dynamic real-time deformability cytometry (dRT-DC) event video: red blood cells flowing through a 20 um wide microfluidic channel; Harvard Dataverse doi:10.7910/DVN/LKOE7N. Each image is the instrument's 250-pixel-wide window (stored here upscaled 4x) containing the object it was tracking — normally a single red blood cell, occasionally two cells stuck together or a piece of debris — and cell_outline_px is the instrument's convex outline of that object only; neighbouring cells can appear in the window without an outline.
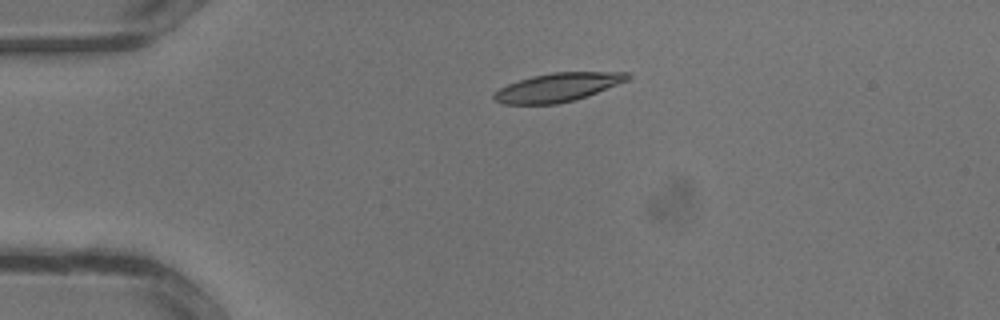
{"species": "common noctule bat (a hibernating species)", "species_latin": "Nyctalus noctula", "temperature_condition": "warm", "stored_images_in_passage": 24, "camera_frame_rate_fps": 3000, "um_per_image_px": 0.085, "animal": {"sex": "male", "body_mass_g": 13.3}, "frame": {"image": 1, "passage_image": 1, "time_ms": 0.0, "image_size_px": [1000, 320], "cell_outline_px": [[632, 76], [628, 80], [588, 96], [576, 100], [556, 104], [504, 104], [492, 100], [492, 96], [500, 88], [508, 84], [532, 76], [552, 72], [628, 72]], "centroid_in_image_um": [47.42, 7.43], "position_along_channel_um": 37.6, "area_um2": 22.31}}
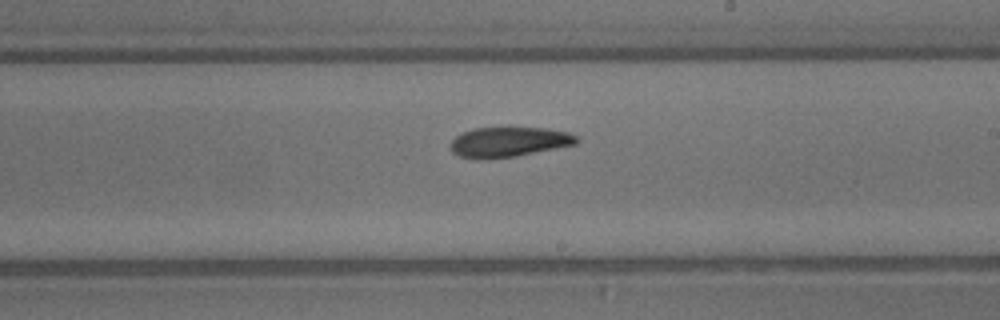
{"frame": {"image": 2, "passage_image": 13, "time_ms": 4.0, "image_size_px": [1000, 320], "cell_outline_px": [[580, 140], [576, 144], [516, 156], [480, 160], [476, 160], [460, 156], [452, 152], [448, 148], [448, 144], [456, 136], [472, 128], [548, 128], [568, 132], [576, 136]], "centroid_in_image_um": [43.2, 12.08], "position_along_channel_um": 245.8, "area_um2": 22.2}}
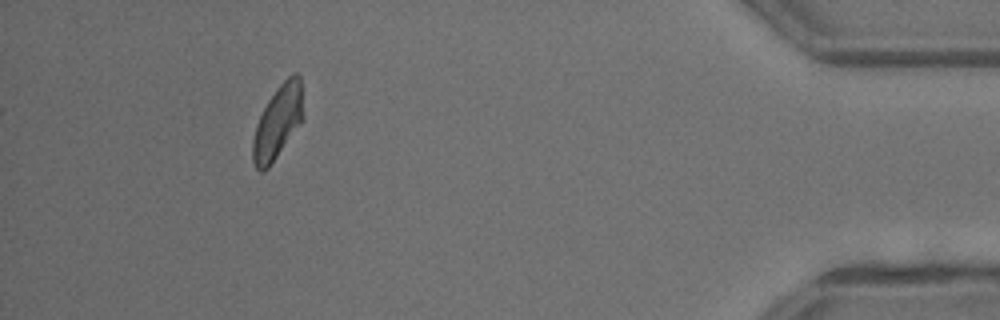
{"frame": {"image": 3, "passage_image": 24, "time_ms": 7.667, "image_size_px": [1000, 320], "cell_outline_px": [[304, 120], [268, 168], [264, 172], [260, 172], [256, 168], [252, 160], [252, 140], [256, 124], [268, 100], [276, 88], [292, 72], [296, 72], [300, 76], [304, 116]], "centroid_in_image_um": [23.62, 10.37], "position_along_channel_um": 411.6, "area_um2": 21.79}}